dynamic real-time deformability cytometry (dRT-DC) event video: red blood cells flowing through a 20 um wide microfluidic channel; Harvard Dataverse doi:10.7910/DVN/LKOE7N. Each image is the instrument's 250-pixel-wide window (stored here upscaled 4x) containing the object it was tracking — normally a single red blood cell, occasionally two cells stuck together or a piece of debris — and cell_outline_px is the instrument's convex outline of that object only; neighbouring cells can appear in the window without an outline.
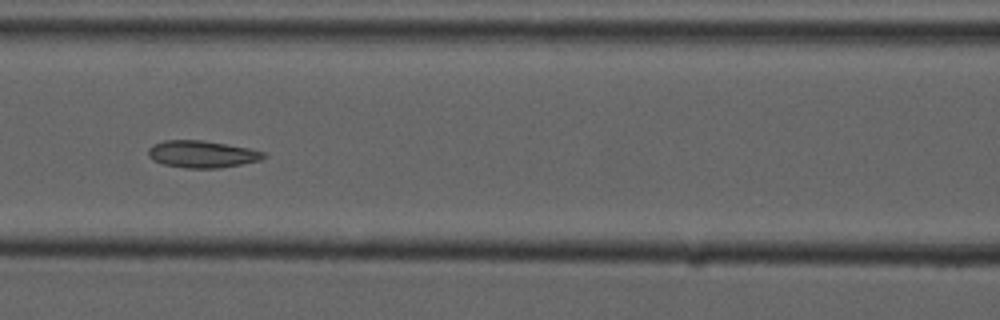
{"species": "common noctule bat (a hibernating species)", "species_latin": "Nyctalus noctula", "temperature_condition": "cold", "stored_images_in_passage": 13, "camera_frame_rate_fps": 3000, "um_per_image_px": 0.085, "animal": {"sex": "male", "forearm_length_mm": 52.5}, "frame": {"image": 1, "passage_image": 6, "time_ms": 7.0, "image_size_px": [1000, 320], "cell_outline_px": [[268, 156], [260, 160], [220, 168], [184, 168], [164, 164], [152, 160], [148, 156], [148, 148], [152, 144], [164, 140], [200, 140], [248, 148], [264, 152]], "centroid_in_image_um": [17.13, 13.1], "position_along_channel_um": 149.5, "area_um2": 18.15}}
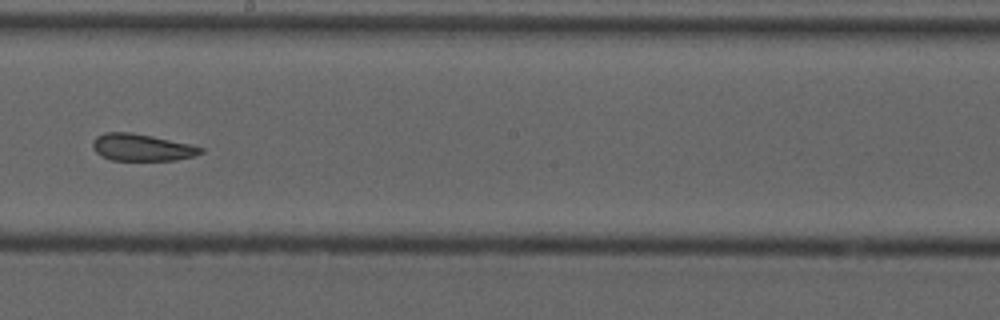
{"frame": {"image": 2, "passage_image": 8, "time_ms": 9.333, "image_size_px": [1000, 320], "cell_outline_px": [[204, 152], [192, 156], [176, 160], [112, 160], [100, 156], [92, 148], [92, 140], [96, 136], [104, 132], [132, 132], [192, 144], [204, 148]], "centroid_in_image_um": [12.03, 12.52], "position_along_channel_um": 236.2, "area_um2": 17.17}}
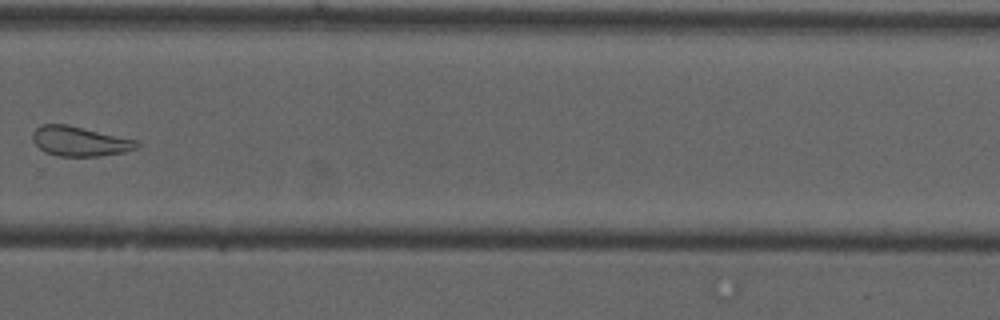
{"frame": {"image": 3, "passage_image": 10, "time_ms": 11.667, "image_size_px": [1000, 320], "cell_outline_px": [[140, 144], [136, 148], [124, 152], [100, 156], [60, 156], [44, 152], [32, 140], [32, 132], [40, 124], [68, 124], [140, 140]], "centroid_in_image_um": [6.8, 11.99], "position_along_channel_um": 323.0, "area_um2": 18.32}, "authors_computed_cell_mechanics": {"area_um2": 19.1896, "velocity_mm_per_s": 3.735, "shape_relaxation_time_tau1_ms": 9.5557, "shape_relaxation_time_tau2_ms": 2.7257, "deformation_change_tau1": 0.1882, "deformation_change_tau2": 0.0798}}